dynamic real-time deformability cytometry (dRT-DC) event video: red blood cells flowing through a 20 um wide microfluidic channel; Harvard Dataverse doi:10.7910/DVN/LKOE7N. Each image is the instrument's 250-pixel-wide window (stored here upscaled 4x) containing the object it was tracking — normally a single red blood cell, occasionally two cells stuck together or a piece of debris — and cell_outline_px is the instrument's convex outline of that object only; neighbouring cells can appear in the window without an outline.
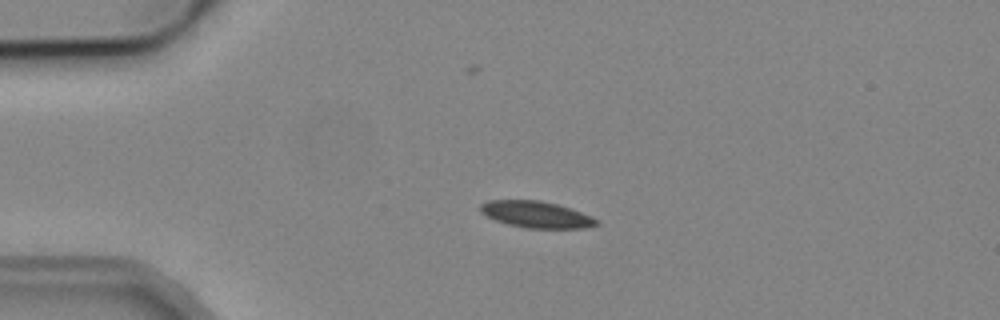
{"species": "common noctule bat (a hibernating species)", "species_latin": "Nyctalus noctula", "temperature_condition": "cold", "stored_images_in_passage": 2, "camera_frame_rate_fps": 3000, "um_per_image_px": 0.085, "animal": {"sex": "male", "body_mass_g": 19.2, "forearm_length_mm": 51.8}, "frame": {"image": 1, "passage_image": 1, "time_ms": 0.0, "image_size_px": [1000, 320], "cell_outline_px": [[600, 224], [584, 228], [528, 228], [508, 224], [496, 220], [480, 212], [480, 204], [488, 200], [540, 200], [556, 204], [580, 212], [596, 220]], "centroid_in_image_um": [45.53, 18.23], "position_along_channel_um": 39.5, "area_um2": 17.63}}